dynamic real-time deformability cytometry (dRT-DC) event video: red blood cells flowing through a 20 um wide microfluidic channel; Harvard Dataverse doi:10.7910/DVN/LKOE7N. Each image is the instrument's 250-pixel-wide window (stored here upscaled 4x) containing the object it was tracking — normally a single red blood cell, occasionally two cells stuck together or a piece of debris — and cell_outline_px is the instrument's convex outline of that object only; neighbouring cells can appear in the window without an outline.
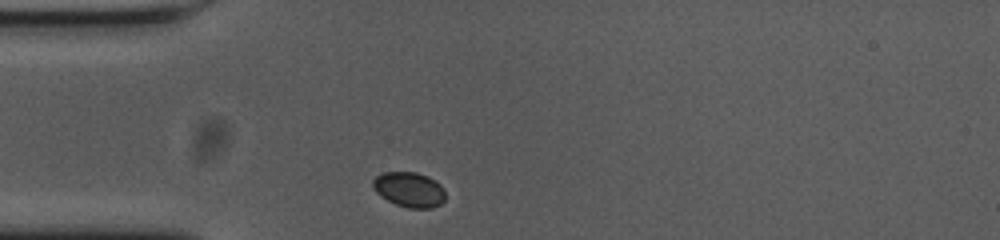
{"species": "common noctule bat (a hibernating species)", "species_latin": "Nyctalus noctula", "temperature_condition": "cold", "stored_images_in_passage": 31, "camera_frame_rate_fps": 3000, "um_per_image_px": 0.085, "animal": {"sex": "female", "body_mass_g": 23.0, "forearm_length_mm": 53.4}, "frame": {"image": 1, "passage_image": 1, "time_ms": 0.0, "image_size_px": [1000, 240], "cell_outline_px": [[444, 200], [440, 204], [432, 208], [408, 208], [396, 204], [380, 196], [372, 188], [372, 180], [376, 176], [384, 172], [416, 172], [428, 176], [440, 184], [444, 188]], "centroid_in_image_um": [34.77, 16.11], "position_along_channel_um": 50.2, "area_um2": 14.85}}
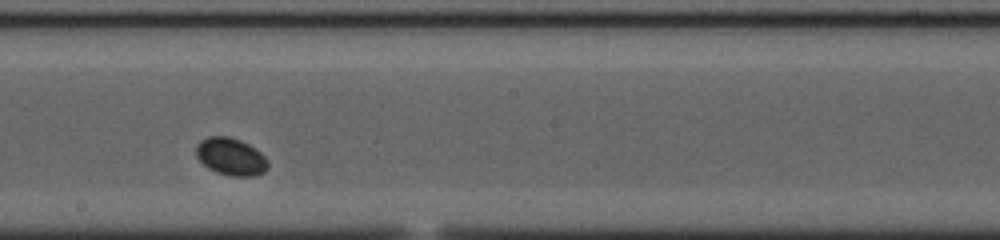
{"frame": {"image": 2, "passage_image": 17, "time_ms": 5.333, "image_size_px": [1000, 240], "cell_outline_px": [[268, 168], [264, 172], [256, 176], [232, 176], [216, 172], [208, 168], [196, 156], [196, 144], [200, 140], [208, 136], [228, 136], [240, 140], [248, 144], [260, 152], [268, 160]], "centroid_in_image_um": [19.62, 13.31], "position_along_channel_um": 228.6, "area_um2": 15.72}}
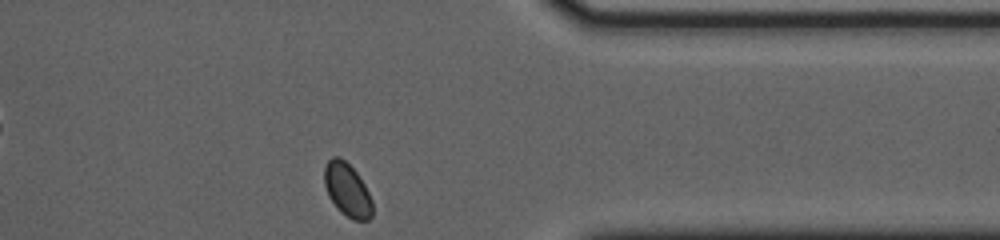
{"frame": {"image": 3, "passage_image": 31, "time_ms": 10.0, "image_size_px": [1000, 240], "cell_outline_px": [[372, 216], [368, 220], [352, 220], [340, 212], [336, 208], [328, 196], [324, 184], [324, 168], [328, 160], [332, 156], [340, 156], [356, 172], [364, 184], [372, 200]], "centroid_in_image_um": [29.5, 16.15], "position_along_channel_um": 381.9, "area_um2": 15.03}}